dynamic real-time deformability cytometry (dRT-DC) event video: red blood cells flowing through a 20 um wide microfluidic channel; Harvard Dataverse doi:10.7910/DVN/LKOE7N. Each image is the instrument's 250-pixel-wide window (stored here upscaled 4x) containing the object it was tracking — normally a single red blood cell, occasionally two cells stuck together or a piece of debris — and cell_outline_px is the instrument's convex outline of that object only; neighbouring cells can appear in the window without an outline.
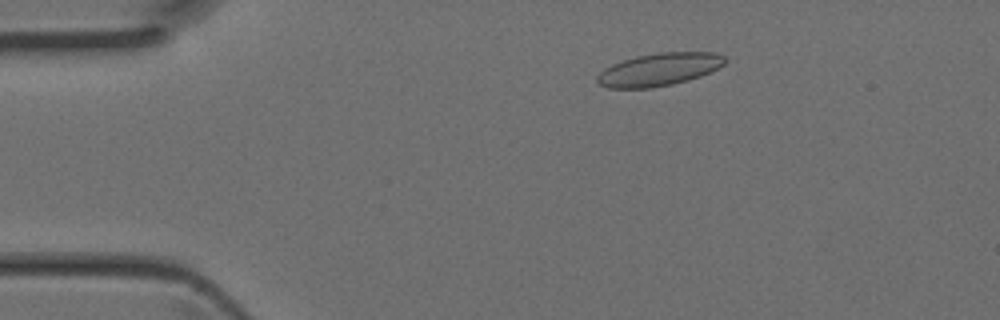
{"species": "Egyptian fruit bat (a non-hibernating species)", "species_latin": "Rousettus aegyptiacus", "temperature_condition": "room temperature", "stored_images_in_passage": 38, "camera_frame_rate_fps": 3000, "um_per_image_px": 0.085, "animal": {"sex": "female"}, "frame": {"image": 1, "passage_image": 2, "time_ms": 0.333, "image_size_px": [1000, 320], "cell_outline_px": [[728, 60], [720, 68], [700, 76], [688, 80], [672, 84], [652, 88], [608, 88], [596, 84], [596, 76], [604, 68], [612, 64], [636, 56], [660, 52], [716, 52], [724, 56]], "centroid_in_image_um": [56.02, 5.91], "position_along_channel_um": 29.0, "area_um2": 24.62}}
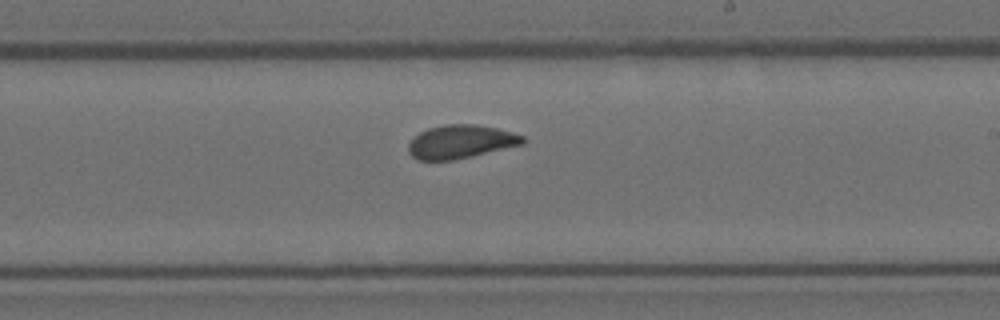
{"frame": {"image": 2, "passage_image": 20, "time_ms": 6.333, "image_size_px": [1000, 320], "cell_outline_px": [[528, 140], [524, 144], [452, 160], [416, 160], [408, 152], [408, 144], [420, 132], [428, 128], [444, 124], [476, 124], [496, 128], [512, 132], [524, 136]], "centroid_in_image_um": [39.17, 12.04], "position_along_channel_um": 249.8, "area_um2": 22.25}}
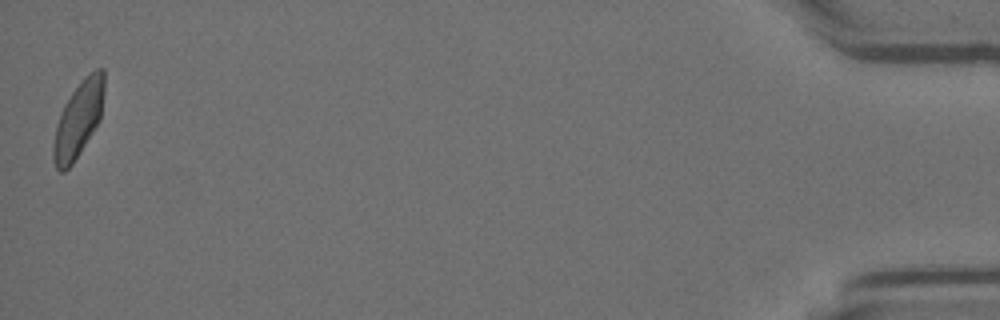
{"frame": {"image": 3, "passage_image": 38, "time_ms": 12.333, "image_size_px": [1000, 320], "cell_outline_px": [[104, 92], [100, 120], [80, 152], [72, 164], [64, 172], [60, 172], [56, 168], [52, 160], [52, 144], [56, 124], [60, 112], [64, 104], [72, 92], [84, 76], [88, 72], [96, 68], [104, 68]], "centroid_in_image_um": [6.64, 10.13], "position_along_channel_um": 428.6, "area_um2": 22.72}}